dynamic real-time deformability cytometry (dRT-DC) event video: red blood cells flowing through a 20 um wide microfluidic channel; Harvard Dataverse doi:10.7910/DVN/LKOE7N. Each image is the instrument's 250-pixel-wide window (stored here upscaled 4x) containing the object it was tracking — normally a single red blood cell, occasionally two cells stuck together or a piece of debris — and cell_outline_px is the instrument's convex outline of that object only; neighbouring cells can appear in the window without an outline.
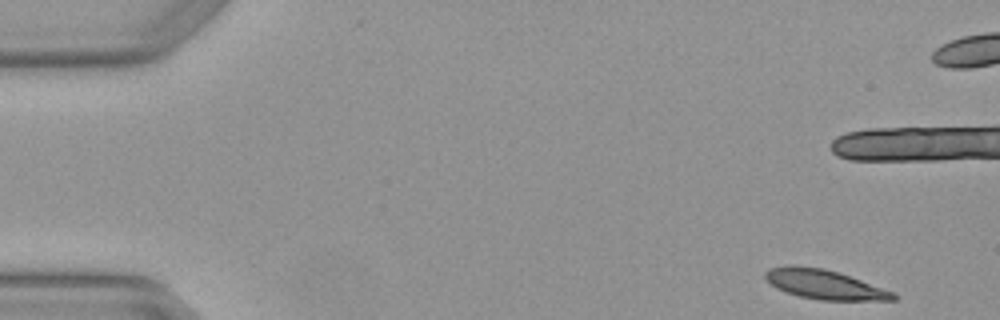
{"species": "Egyptian fruit bat (a non-hibernating species)", "species_latin": "Rousettus aegyptiacus", "temperature_condition": "warm", "stored_images_in_passage": 4, "camera_frame_rate_fps": 3000, "um_per_image_px": 0.085, "animal": {"sex": "female"}, "frame": {"image": 1, "passage_image": 1, "time_ms": 0.0, "image_size_px": [1000, 320], "cell_outline_px": [[896, 300], [820, 300], [800, 296], [776, 288], [764, 280], [764, 272], [768, 268], [792, 264], [796, 264], [824, 268], [840, 272], [892, 292], [896, 296]], "centroid_in_image_um": [69.99, 24.14], "position_along_channel_um": 15.0, "area_um2": 22.02}}